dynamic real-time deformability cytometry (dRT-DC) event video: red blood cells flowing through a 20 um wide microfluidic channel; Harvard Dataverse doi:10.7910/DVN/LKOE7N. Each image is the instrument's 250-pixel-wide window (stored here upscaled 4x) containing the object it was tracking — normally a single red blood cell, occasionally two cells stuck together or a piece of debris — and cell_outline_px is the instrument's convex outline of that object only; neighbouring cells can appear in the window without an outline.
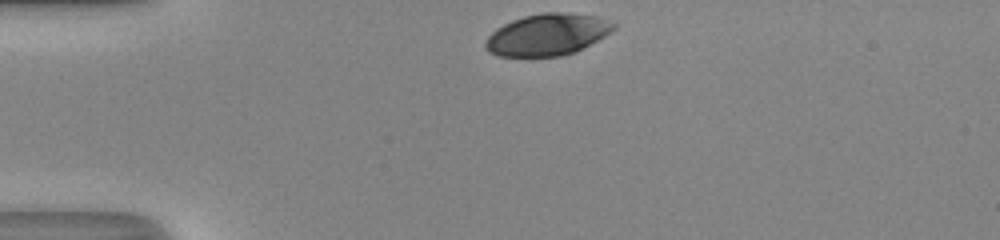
{"species": "human", "species_latin": "Homo sapiens", "temperature_condition": "room temperature", "stored_images_in_passage": 30, "camera_frame_rate_fps": 3000, "um_per_image_px": 0.085, "donor": {"sex": "male"}, "frame": {"image": 1, "passage_image": 1, "time_ms": 0.0, "image_size_px": [1000, 240], "cell_outline_px": [[616, 24], [604, 36], [576, 52], [560, 56], [496, 56], [488, 52], [484, 48], [484, 44], [488, 36], [496, 28], [512, 20], [524, 16], [544, 12], [560, 12], [600, 16]], "centroid_in_image_um": [46.48, 2.94], "position_along_channel_um": 38.5, "area_um2": 31.1}}
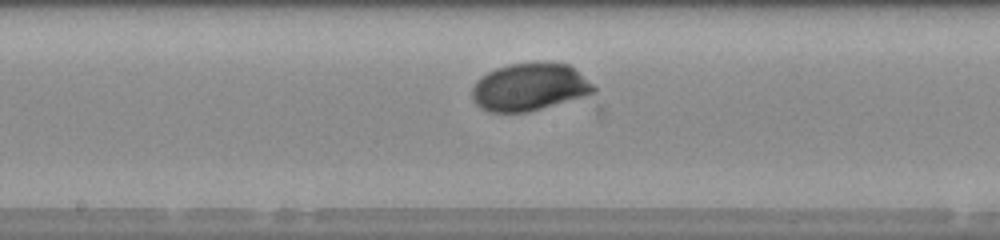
{"frame": {"image": 2, "passage_image": 16, "time_ms": 5.0, "image_size_px": [1000, 240], "cell_outline_px": [[596, 92], [584, 96], [528, 112], [488, 112], [480, 108], [472, 100], [472, 88], [476, 80], [488, 72], [496, 68], [508, 64], [568, 64], [592, 84], [596, 88]], "centroid_in_image_um": [44.95, 7.43], "position_along_channel_um": 203.2, "area_um2": 33.12}}
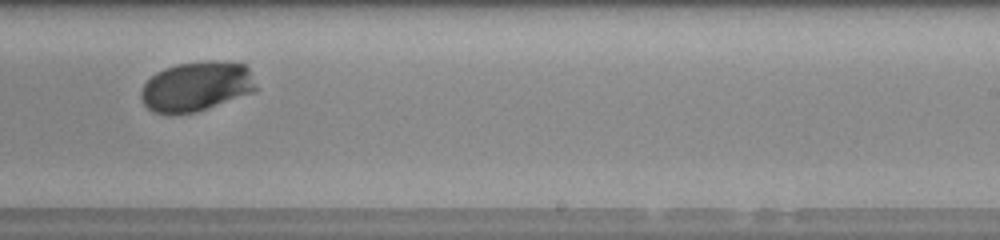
{"frame": {"image": 3, "passage_image": 21, "time_ms": 6.667, "image_size_px": [1000, 240], "cell_outline_px": [[260, 88], [252, 92], [196, 112], [172, 116], [168, 116], [152, 112], [144, 104], [140, 96], [140, 92], [144, 84], [156, 72], [164, 68], [176, 64], [208, 60], [220, 60], [244, 64], [248, 68]], "centroid_in_image_um": [16.68, 7.36], "position_along_channel_um": 272.3, "area_um2": 33.87}, "authors_computed_cell_mechanics": {"area_um2": 33.1194, "velocity_mm_per_s": 4.1633, "shape_relaxation_time_tau1_ms": 1.9606, "shape_relaxation_time_tau2_ms": null, "deformation_change_tau1": 0.1255, "deformation_change_tau2": null}}